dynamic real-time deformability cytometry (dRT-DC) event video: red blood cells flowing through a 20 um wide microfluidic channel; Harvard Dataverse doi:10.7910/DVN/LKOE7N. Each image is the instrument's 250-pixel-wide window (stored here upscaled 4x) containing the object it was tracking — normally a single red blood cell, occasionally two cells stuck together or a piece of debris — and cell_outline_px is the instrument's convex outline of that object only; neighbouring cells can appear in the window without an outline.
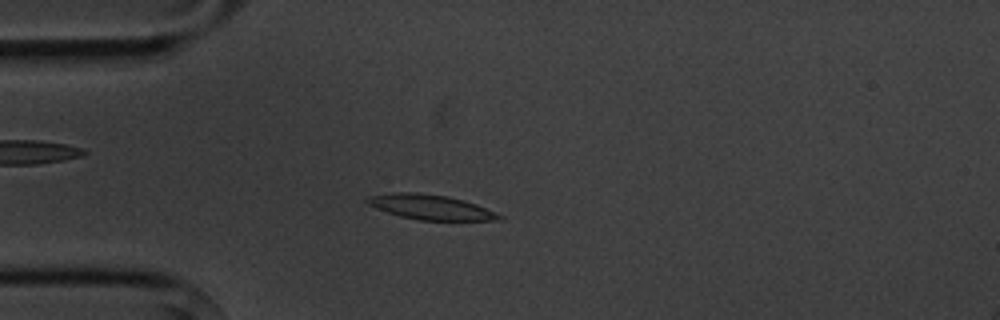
{"species": "common noctule bat (a hibernating species)", "species_latin": "Nyctalus noctula", "temperature_condition": "cold", "stored_images_in_passage": 4, "camera_frame_rate_fps": 3000, "um_per_image_px": 0.085, "animal": {"sex": "male", "body_mass_g": 20.1, "forearm_length_mm": 53.5}, "frame": {"image": 1, "passage_image": 3, "time_ms": 2.333, "image_size_px": [1000, 320], "cell_outline_px": [[504, 216], [500, 220], [420, 220], [400, 216], [376, 208], [368, 204], [364, 200], [368, 196], [392, 192], [420, 192], [448, 196], [464, 200], [476, 204], [496, 212]], "centroid_in_image_um": [36.59, 17.59], "position_along_channel_um": 48.4, "area_um2": 19.19}}